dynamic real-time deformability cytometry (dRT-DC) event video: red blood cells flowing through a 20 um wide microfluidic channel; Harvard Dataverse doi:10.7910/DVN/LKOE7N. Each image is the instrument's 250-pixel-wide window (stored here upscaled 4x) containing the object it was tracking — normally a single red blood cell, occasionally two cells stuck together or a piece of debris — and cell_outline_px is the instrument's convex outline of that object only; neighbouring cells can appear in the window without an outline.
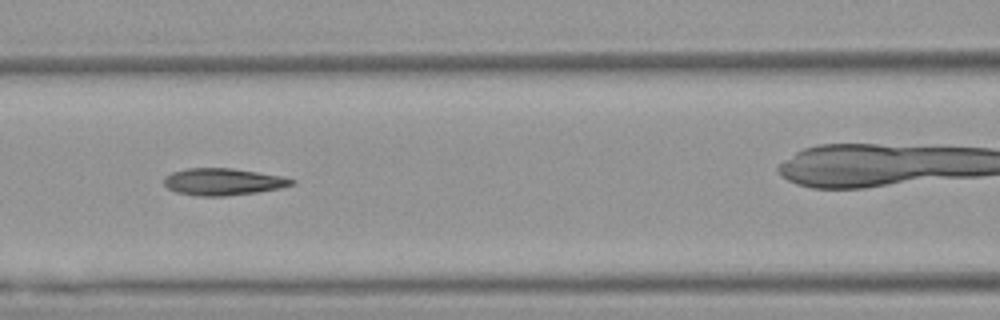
{"species": "Egyptian fruit bat (a non-hibernating species)", "species_latin": "Rousettus aegyptiacus", "temperature_condition": "warm", "stored_images_in_passage": 9, "camera_frame_rate_fps": 3000, "um_per_image_px": 0.085, "animal": {"sex": "female"}, "frame": {"image": 1, "passage_image": 6, "time_ms": 1.667, "image_size_px": [1000, 320], "cell_outline_px": [[296, 184], [280, 188], [256, 192], [224, 196], [200, 196], [176, 192], [168, 188], [164, 184], [164, 176], [172, 172], [188, 168], [232, 168], [284, 176], [296, 180]], "centroid_in_image_um": [18.98, 15.44], "position_along_channel_um": 147.6, "area_um2": 20.11}}